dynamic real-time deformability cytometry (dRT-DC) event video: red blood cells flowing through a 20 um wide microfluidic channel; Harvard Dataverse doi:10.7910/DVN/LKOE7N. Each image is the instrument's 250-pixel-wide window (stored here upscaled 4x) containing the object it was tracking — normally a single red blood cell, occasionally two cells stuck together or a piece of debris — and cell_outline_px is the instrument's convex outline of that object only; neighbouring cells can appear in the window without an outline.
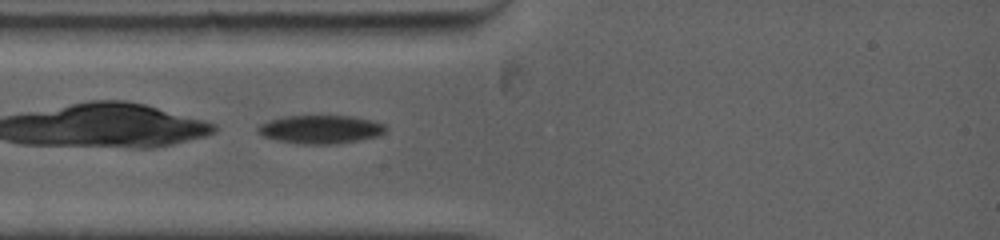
{"species": "common noctule bat (a hibernating species)", "species_latin": "Nyctalus noctula", "temperature_condition": "warm", "stored_images_in_passage": 46, "camera_frame_rate_fps": 5000, "um_per_image_px": 0.085, "animal": {"sex": "female", "body_mass_g": 19.0, "forearm_length_mm": 53.3}, "frame": {"image": 1, "passage_image": 2, "time_ms": 0.4, "image_size_px": [1000, 240], "cell_outline_px": [[388, 128], [384, 132], [376, 136], [336, 144], [296, 144], [276, 140], [264, 136], [256, 128], [260, 124], [272, 120], [288, 116], [352, 116], [384, 124]], "centroid_in_image_um": [27.24, 11.0], "position_along_channel_um": 57.8, "area_um2": 20.81}}
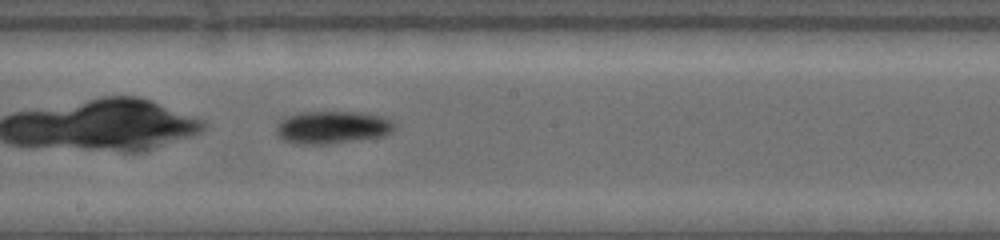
{"frame": {"image": 2, "passage_image": 20, "time_ms": 4.6, "image_size_px": [1000, 240], "cell_outline_px": [[396, 128], [392, 132], [384, 136], [324, 144], [296, 144], [284, 140], [276, 136], [276, 124], [284, 116], [300, 112], [364, 112], [384, 116], [392, 120], [396, 124]], "centroid_in_image_um": [28.25, 10.81], "position_along_channel_um": 220.0, "area_um2": 22.89}}
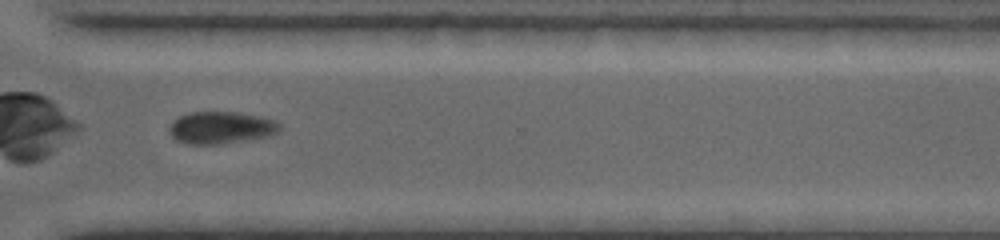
{"frame": {"image": 3, "passage_image": 39, "time_ms": 8.0, "image_size_px": [1000, 240], "cell_outline_px": [[280, 128], [272, 136], [248, 140], [220, 144], [192, 144], [176, 140], [168, 132], [168, 128], [172, 120], [188, 112], [240, 112], [260, 116], [276, 120], [280, 124]], "centroid_in_image_um": [18.79, 10.84], "position_along_channel_um": 351.8, "area_um2": 20.98}, "authors_computed_cell_mechanics": {"area_um2": 21.4438, "velocity_mm_per_s": 3.8625, "shape_relaxation_time_tau1_ms": 2.258, "shape_relaxation_time_tau2_ms": 4.6364, "deformation_change_tau1": 0.0602, "deformation_change_tau2": 0.0522}}